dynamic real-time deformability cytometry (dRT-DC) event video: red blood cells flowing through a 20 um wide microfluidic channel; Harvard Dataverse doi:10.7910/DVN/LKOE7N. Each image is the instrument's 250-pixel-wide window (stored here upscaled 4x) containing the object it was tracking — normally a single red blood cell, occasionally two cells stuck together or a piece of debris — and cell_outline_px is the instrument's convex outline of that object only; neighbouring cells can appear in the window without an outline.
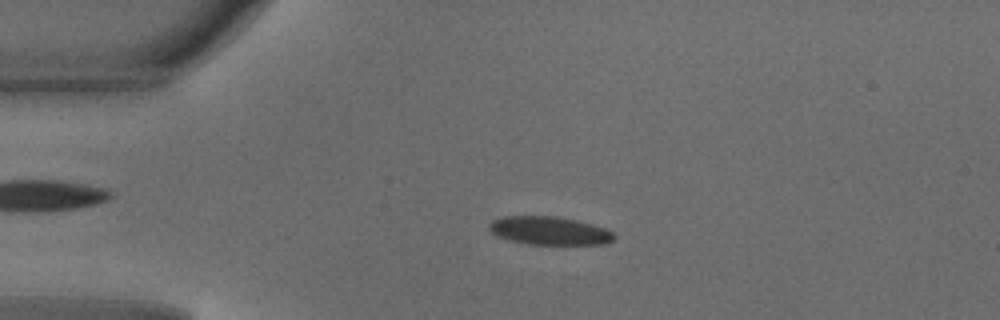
{"species": "common noctule bat (a hibernating species)", "species_latin": "Nyctalus noctula", "temperature_condition": "warm", "stored_images_in_passage": 48, "camera_frame_rate_fps": 3000, "um_per_image_px": 0.085, "animal": {"sex": "male", "body_mass_g": 18.8}, "frame": {"image": 1, "passage_image": 11, "time_ms": 3.333, "image_size_px": [1000, 320], "cell_outline_px": [[616, 236], [608, 244], [528, 244], [508, 240], [496, 236], [488, 228], [488, 224], [492, 220], [504, 216], [556, 216], [576, 220], [592, 224], [604, 228], [612, 232]], "centroid_in_image_um": [46.67, 19.61], "position_along_channel_um": 38.3, "area_um2": 20.63}}
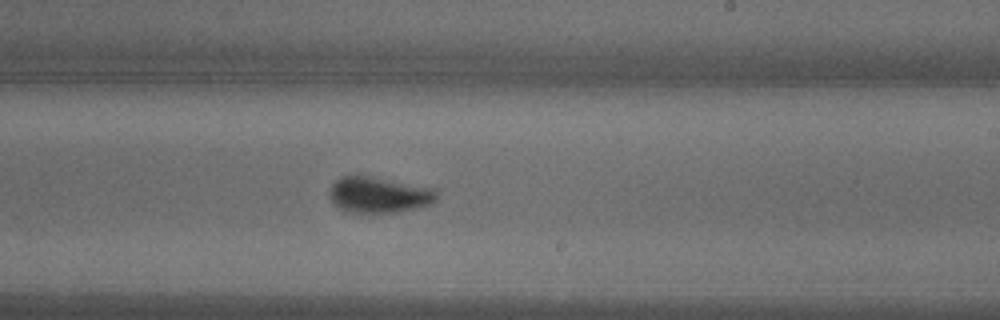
{"frame": {"image": 2, "passage_image": 29, "time_ms": 9.333, "image_size_px": [1000, 320], "cell_outline_px": [[440, 192], [436, 200], [432, 204], [396, 212], [348, 212], [340, 208], [332, 200], [332, 184], [340, 176], [356, 172], [440, 188]], "centroid_in_image_um": [32.31, 16.49], "position_along_channel_um": 256.7, "area_um2": 23.29}}
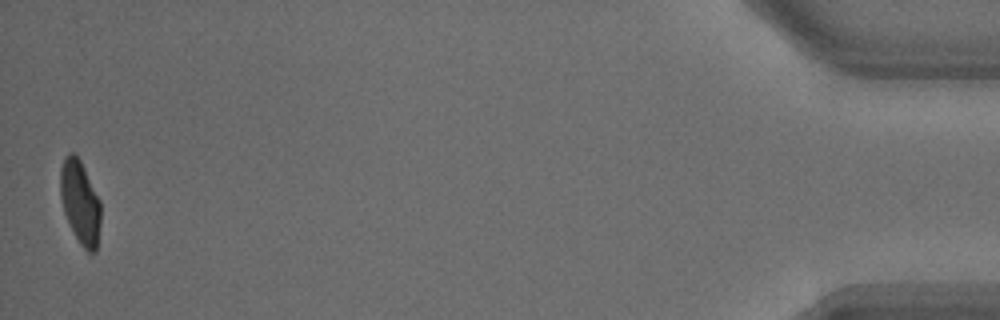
{"frame": {"image": 3, "passage_image": 48, "time_ms": 15.667, "image_size_px": [1000, 320], "cell_outline_px": [[100, 224], [96, 252], [88, 252], [80, 244], [64, 212], [60, 196], [60, 168], [64, 156], [68, 152], [72, 152], [80, 160], [100, 200]], "centroid_in_image_um": [6.8, 17.17], "position_along_channel_um": 428.4, "area_um2": 19.48}, "authors_computed_cell_mechanics": {"area_um2": 20.9525, "velocity_mm_per_s": 4.146, "shape_relaxation_time_tau1_ms": 2.9312, "shape_relaxation_time_tau2_ms": 0.7242, "deformation_change_tau1": 0.139, "deformation_change_tau2": 0.057}}